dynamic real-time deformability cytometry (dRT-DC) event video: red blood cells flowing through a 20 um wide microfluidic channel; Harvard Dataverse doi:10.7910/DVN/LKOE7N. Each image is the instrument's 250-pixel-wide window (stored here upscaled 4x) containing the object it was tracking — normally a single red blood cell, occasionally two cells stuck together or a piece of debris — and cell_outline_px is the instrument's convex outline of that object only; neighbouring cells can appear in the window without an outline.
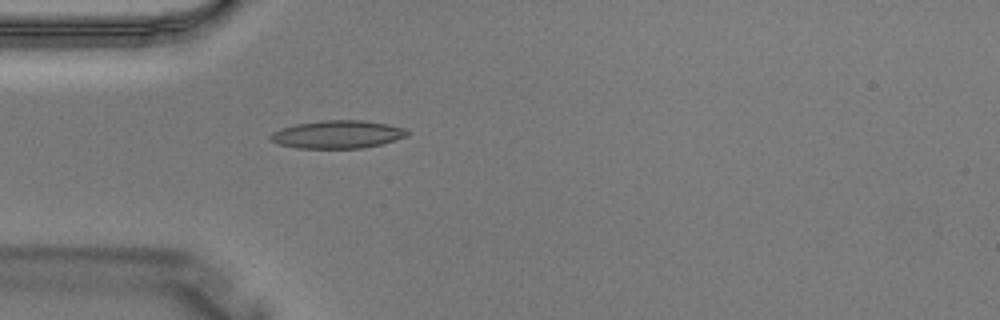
{"species": "Egyptian fruit bat (a non-hibernating species)", "species_latin": "Rousettus aegyptiacus", "temperature_condition": "warm", "stored_images_in_passage": 3, "camera_frame_rate_fps": 3000, "um_per_image_px": 0.085, "animal": {"sex": "male"}, "frame": {"image": 1, "passage_image": 3, "time_ms": 0.667, "image_size_px": [1000, 320], "cell_outline_px": [[408, 136], [380, 144], [364, 148], [296, 148], [280, 144], [272, 140], [268, 136], [272, 132], [280, 128], [296, 124], [324, 120], [364, 120], [388, 124], [404, 128], [408, 132]], "centroid_in_image_um": [28.68, 11.42], "position_along_channel_um": 56.3, "area_um2": 22.2}}